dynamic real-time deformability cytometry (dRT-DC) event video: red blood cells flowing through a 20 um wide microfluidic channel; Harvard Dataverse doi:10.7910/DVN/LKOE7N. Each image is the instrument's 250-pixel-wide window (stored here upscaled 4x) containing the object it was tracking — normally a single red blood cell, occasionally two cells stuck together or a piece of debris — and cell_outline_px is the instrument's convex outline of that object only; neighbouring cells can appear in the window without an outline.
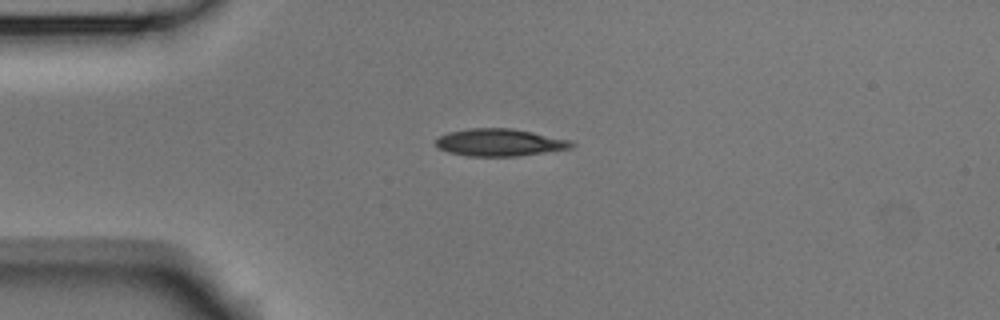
{"species": "Egyptian fruit bat (a non-hibernating species)", "species_latin": "Rousettus aegyptiacus", "temperature_condition": "room temperature", "stored_images_in_passage": 41, "camera_frame_rate_fps": 3000, "um_per_image_px": 0.085, "animal": {"sex": "male"}, "frame": {"image": 1, "passage_image": 1, "time_ms": 0.0, "image_size_px": [1000, 320], "cell_outline_px": [[576, 144], [572, 148], [516, 156], [468, 156], [448, 152], [436, 148], [436, 140], [440, 136], [448, 132], [468, 128], [512, 128], [572, 140]], "centroid_in_image_um": [42.47, 12.1], "position_along_channel_um": 42.5, "area_um2": 21.68}}
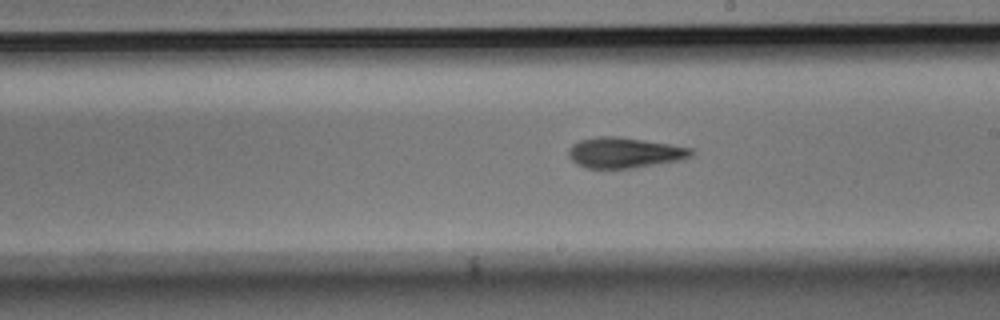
{"frame": {"image": 2, "passage_image": 18, "time_ms": 5.667, "image_size_px": [1000, 320], "cell_outline_px": [[696, 152], [692, 156], [680, 160], [632, 168], [588, 168], [576, 164], [568, 156], [568, 148], [572, 144], [580, 140], [596, 136], [616, 136], [668, 144], [692, 148]], "centroid_in_image_um": [53.06, 12.98], "position_along_channel_um": 235.9, "area_um2": 21.79}}
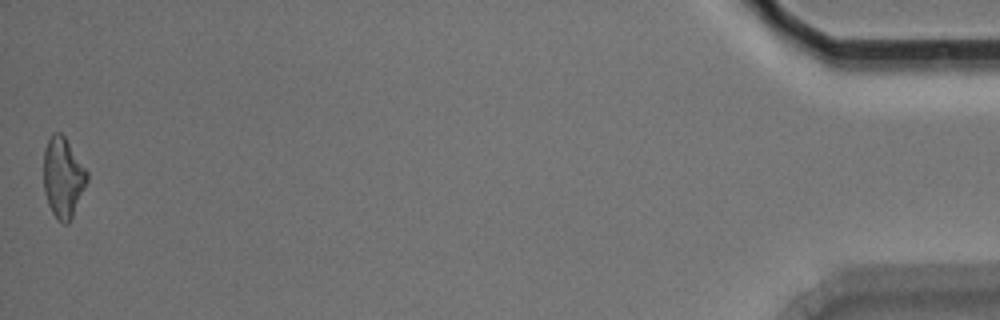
{"frame": {"image": 3, "passage_image": 41, "time_ms": 13.333, "image_size_px": [1000, 320], "cell_outline_px": [[88, 180], [72, 216], [68, 224], [64, 224], [56, 220], [48, 204], [44, 192], [44, 148], [52, 132], [60, 132], [64, 136], [88, 172]], "centroid_in_image_um": [5.34, 15.09], "position_along_channel_um": 429.9, "area_um2": 20.23}, "authors_computed_cell_mechanics": {"area_um2": 21.386, "velocity_mm_per_s": 3.7732, "shape_relaxation_time_tau1_ms": 4.2337, "shape_relaxation_time_tau2_ms": 4.7438, "deformation_change_tau1": 0.1596, "deformation_change_tau2": 0.1367}}